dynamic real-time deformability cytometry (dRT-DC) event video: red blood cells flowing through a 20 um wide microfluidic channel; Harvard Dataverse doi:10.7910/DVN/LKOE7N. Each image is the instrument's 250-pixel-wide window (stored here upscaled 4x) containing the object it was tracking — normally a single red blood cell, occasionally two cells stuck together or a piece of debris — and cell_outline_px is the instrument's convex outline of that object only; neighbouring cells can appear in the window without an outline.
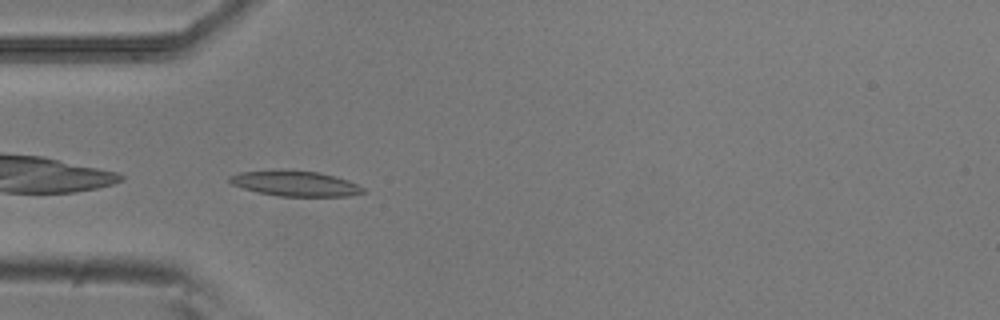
{"species": "common noctule bat (a hibernating species)", "species_latin": "Nyctalus noctula", "temperature_condition": "room temperature", "stored_images_in_passage": 30, "camera_frame_rate_fps": 3000, "um_per_image_px": 0.085, "animal": {"sex": "male", "body_mass_g": 20.5, "forearm_length_mm": 52.5}, "frame": {"image": 1, "passage_image": 1, "time_ms": 0.0, "image_size_px": [1000, 320], "cell_outline_px": [[364, 192], [348, 196], [276, 196], [244, 188], [232, 184], [228, 180], [228, 176], [240, 172], [320, 172], [348, 180], [364, 188]], "centroid_in_image_um": [25.13, 15.63], "position_along_channel_um": 59.9, "area_um2": 18.79}}
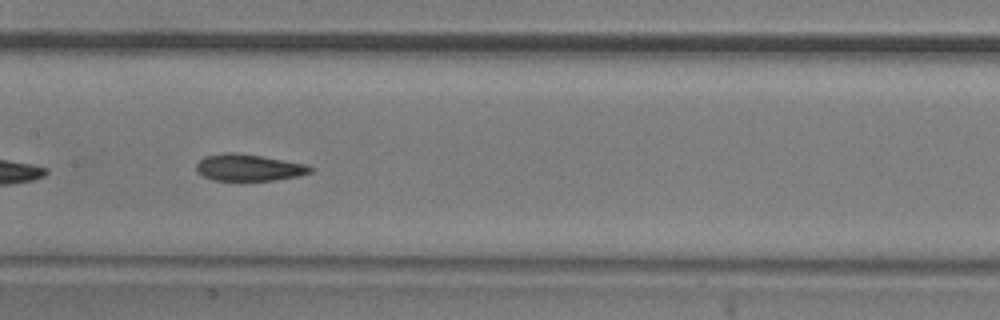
{"frame": {"image": 2, "passage_image": 11, "time_ms": 3.333, "image_size_px": [1000, 320], "cell_outline_px": [[312, 172], [296, 176], [272, 180], [212, 180], [204, 176], [196, 168], [196, 164], [204, 156], [224, 152], [236, 152], [308, 164], [312, 168]], "centroid_in_image_um": [21.13, 14.23], "position_along_channel_um": 186.3, "area_um2": 17.57}}
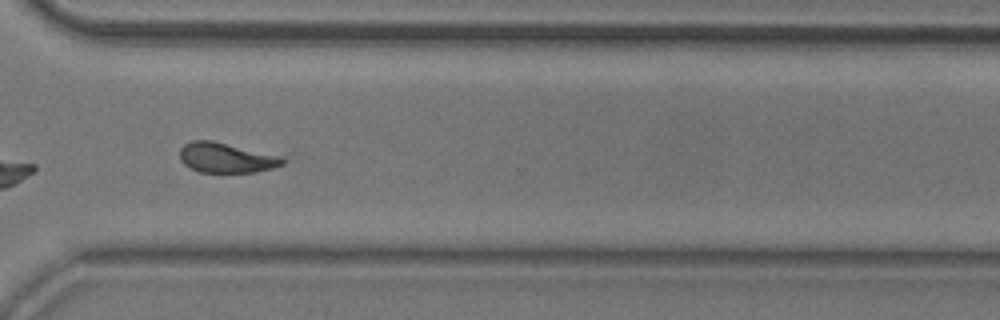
{"frame": {"image": 3, "passage_image": 24, "time_ms": 7.667, "image_size_px": [1000, 320], "cell_outline_px": [[288, 160], [284, 164], [272, 168], [256, 172], [200, 172], [184, 164], [180, 160], [180, 148], [184, 144], [192, 140], [212, 140], [284, 156]], "centroid_in_image_um": [19.28, 13.4], "position_along_channel_um": 351.3, "area_um2": 18.21}, "authors_computed_cell_mechanics": {"area_um2": 18.1492, "velocity_mm_per_s": 3.8223, "shape_relaxation_time_tau1_ms": 5.9866, "shape_relaxation_time_tau2_ms": 2.5165, "deformation_change_tau1": 0.1776, "deformation_change_tau2": 0.0898}}